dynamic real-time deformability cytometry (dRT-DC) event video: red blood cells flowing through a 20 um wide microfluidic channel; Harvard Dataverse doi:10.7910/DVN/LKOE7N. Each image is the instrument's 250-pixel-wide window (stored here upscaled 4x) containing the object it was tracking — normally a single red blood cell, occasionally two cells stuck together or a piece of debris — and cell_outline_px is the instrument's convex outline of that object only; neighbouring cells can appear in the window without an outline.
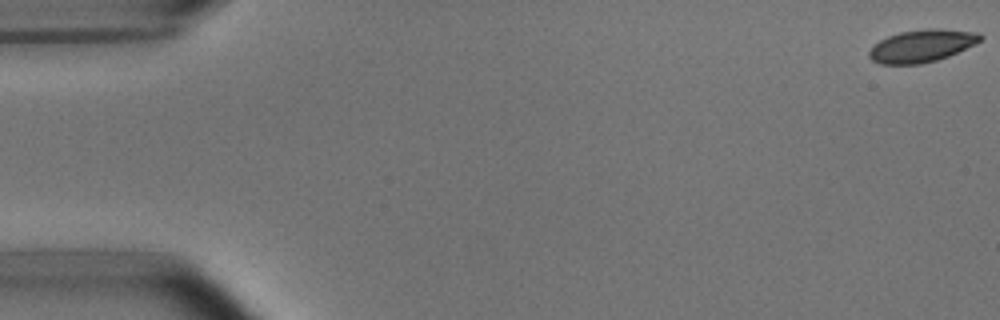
{"species": "common noctule bat (a hibernating species)", "species_latin": "Nyctalus noctula", "temperature_condition": "room temperature", "stored_images_in_passage": 54, "camera_frame_rate_fps": 3000, "um_per_image_px": 0.085, "animal": {"sex": "male", "body_mass_g": 15.6}, "frame": {"image": 1, "passage_image": 1, "time_ms": 0.0, "image_size_px": [1000, 320], "cell_outline_px": [[984, 36], [980, 40], [948, 56], [936, 60], [920, 64], [880, 64], [872, 60], [868, 56], [868, 52], [880, 40], [888, 36], [900, 32], [924, 28], [936, 28], [980, 32]], "centroid_in_image_um": [78.34, 3.88], "position_along_channel_um": 6.7, "area_um2": 20.87}}
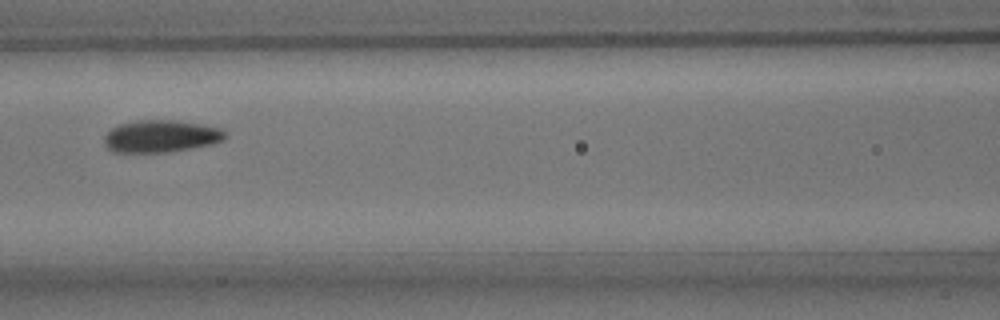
{"frame": {"image": 2, "passage_image": 24, "time_ms": 7.667, "image_size_px": [1000, 320], "cell_outline_px": [[228, 136], [224, 140], [212, 144], [168, 152], [112, 152], [104, 144], [104, 136], [112, 128], [120, 124], [136, 120], [176, 120], [200, 124], [220, 128]], "centroid_in_image_um": [13.67, 11.58], "position_along_channel_um": 152.9, "area_um2": 22.72}}
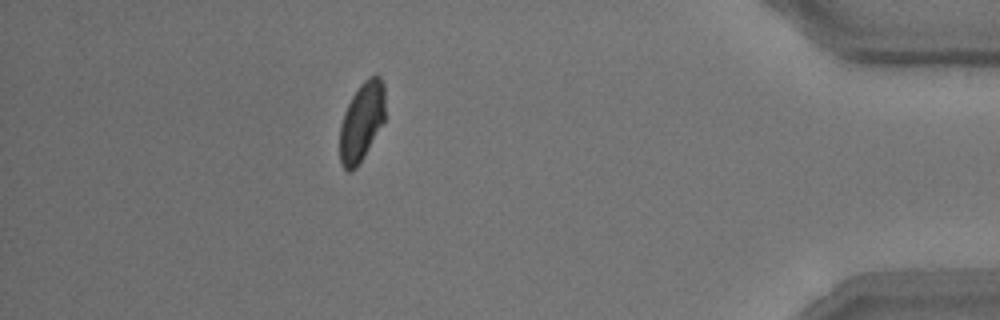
{"frame": {"image": 3, "passage_image": 48, "time_ms": 15.667, "image_size_px": [1000, 320], "cell_outline_px": [[384, 120], [364, 156], [356, 168], [352, 172], [348, 172], [340, 164], [340, 124], [344, 112], [352, 96], [360, 84], [368, 76], [376, 72], [380, 76], [384, 84]], "centroid_in_image_um": [30.73, 10.32], "position_along_channel_um": 404.5, "area_um2": 20.92}, "authors_computed_cell_mechanics": {"area_um2": 21.8773, "velocity_mm_per_s": 3.7311, "shape_relaxation_time_tau1_ms": 2.5177, "shape_relaxation_time_tau2_ms": 1.6913, "deformation_change_tau1": 0.1009, "deformation_change_tau2": 0.0644}}